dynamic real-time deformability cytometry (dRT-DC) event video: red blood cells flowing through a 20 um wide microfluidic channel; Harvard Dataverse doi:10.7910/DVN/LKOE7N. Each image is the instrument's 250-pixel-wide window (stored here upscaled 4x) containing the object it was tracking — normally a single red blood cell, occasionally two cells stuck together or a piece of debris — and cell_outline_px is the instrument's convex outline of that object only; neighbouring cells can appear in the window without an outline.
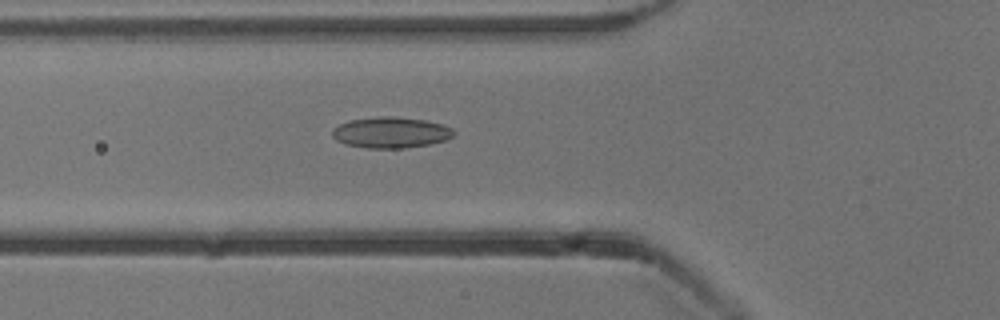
{"species": "common noctule bat (a hibernating species)", "species_latin": "Nyctalus noctula", "temperature_condition": "cold", "stored_images_in_passage": 44, "camera_frame_rate_fps": 3000, "um_per_image_px": 0.085, "animal": {"sex": "male", "body_mass_g": 13.3}, "frame": {"image": 1, "passage_image": 10, "time_ms": 3.0, "image_size_px": [1000, 320], "cell_outline_px": [[456, 132], [452, 136], [444, 140], [428, 144], [404, 148], [368, 148], [344, 144], [336, 140], [332, 136], [332, 128], [348, 120], [376, 116], [392, 116], [424, 120], [444, 124], [452, 128]], "centroid_in_image_um": [33.19, 11.25], "position_along_channel_um": 92.6, "area_um2": 22.02}}
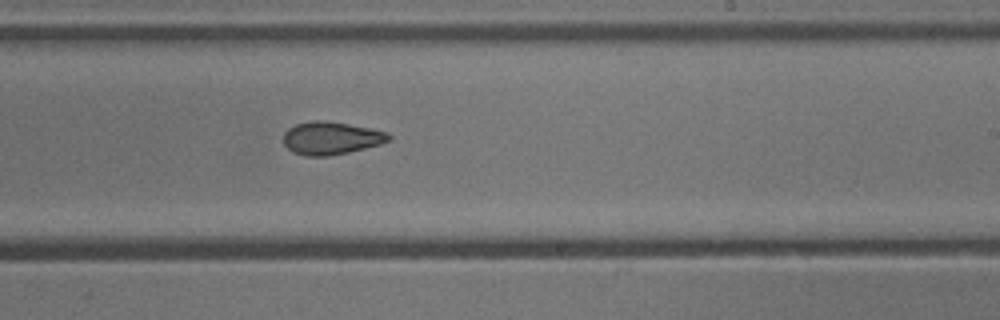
{"frame": {"image": 2, "passage_image": 23, "time_ms": 7.333, "image_size_px": [1000, 320], "cell_outline_px": [[392, 140], [380, 144], [348, 152], [328, 156], [304, 156], [292, 152], [284, 144], [284, 132], [288, 128], [296, 124], [312, 120], [324, 120], [348, 124], [388, 132], [392, 136]], "centroid_in_image_um": [28.14, 11.74], "position_along_channel_um": 260.9, "area_um2": 20.17}}
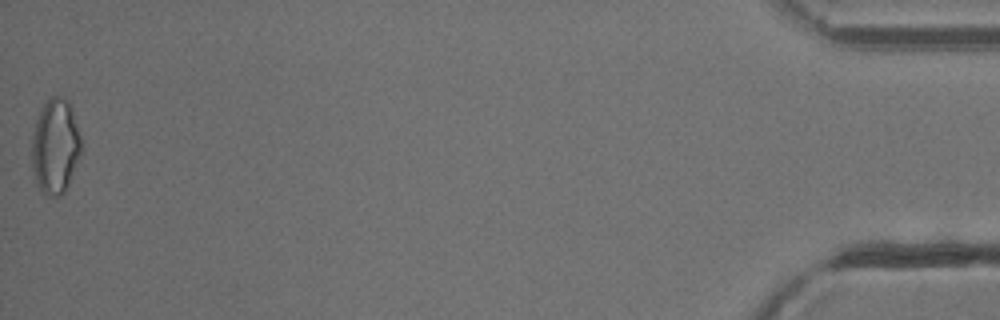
{"frame": {"image": 3, "passage_image": 44, "time_ms": 14.333, "image_size_px": [1000, 320], "cell_outline_px": [[80, 152], [68, 184], [64, 192], [60, 196], [44, 196], [40, 192], [36, 184], [32, 168], [32, 136], [36, 120], [40, 108], [52, 96], [60, 96], [68, 100], [72, 108], [80, 136]], "centroid_in_image_um": [4.66, 12.45], "position_along_channel_um": 430.5, "area_um2": 27.28}, "authors_computed_cell_mechanics": {"area_um2": 20.5479, "velocity_mm_per_s": 3.8727, "shape_relaxation_time_tau1_ms": null, "shape_relaxation_time_tau2_ms": 4.5615, "deformation_change_tau1": null, "deformation_change_tau2": 0.1108}}